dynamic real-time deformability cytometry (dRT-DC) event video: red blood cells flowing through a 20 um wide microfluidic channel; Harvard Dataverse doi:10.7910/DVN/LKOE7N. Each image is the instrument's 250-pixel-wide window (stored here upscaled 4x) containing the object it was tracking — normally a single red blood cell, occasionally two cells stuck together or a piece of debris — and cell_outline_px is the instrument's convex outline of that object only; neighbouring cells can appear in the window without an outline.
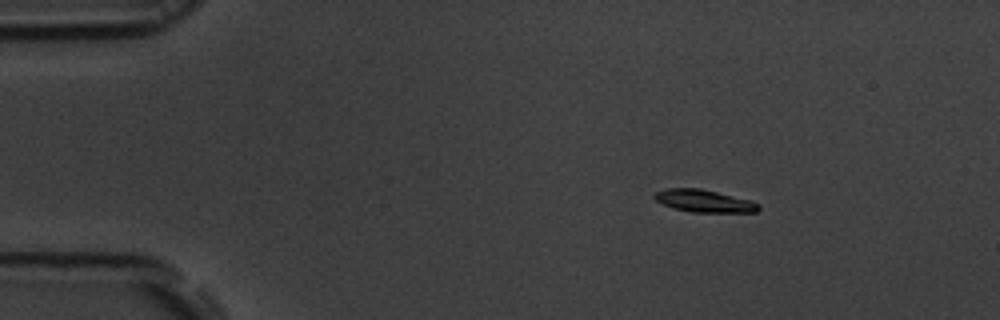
{"species": "common noctule bat (a hibernating species)", "species_latin": "Nyctalus noctula", "temperature_condition": "room temperature", "stored_images_in_passage": 35, "camera_frame_rate_fps": 3000, "um_per_image_px": 0.085, "animal": {"sex": "male", "body_mass_g": 19.5, "forearm_length_mm": 54.6}, "frame": {"image": 1, "passage_image": 1, "time_ms": 0.0, "image_size_px": [1000, 320], "cell_outline_px": [[760, 208], [756, 212], [692, 212], [672, 208], [656, 200], [652, 196], [656, 192], [668, 188], [700, 188], [752, 200], [760, 204]], "centroid_in_image_um": [59.87, 17.08], "position_along_channel_um": 25.1, "area_um2": 13.64}}
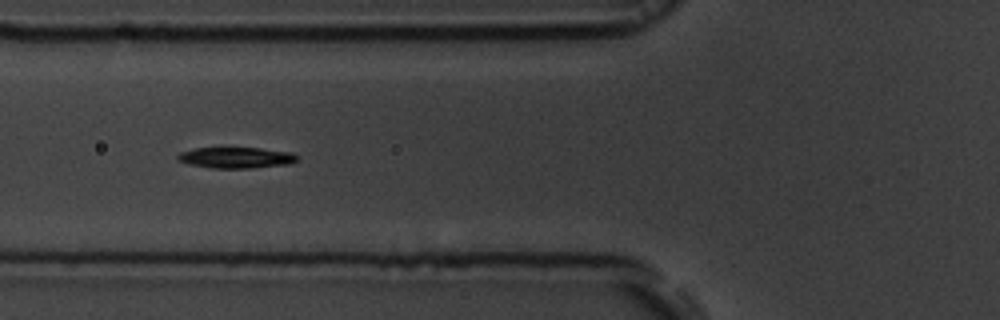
{"frame": {"image": 2, "passage_image": 13, "time_ms": 4.0, "image_size_px": [1000, 320], "cell_outline_px": [[296, 160], [288, 164], [252, 168], [212, 168], [188, 164], [176, 160], [176, 156], [180, 152], [196, 148], [260, 148], [292, 152], [296, 156]], "centroid_in_image_um": [20.02, 13.4], "position_along_channel_um": 105.8, "area_um2": 14.57}}
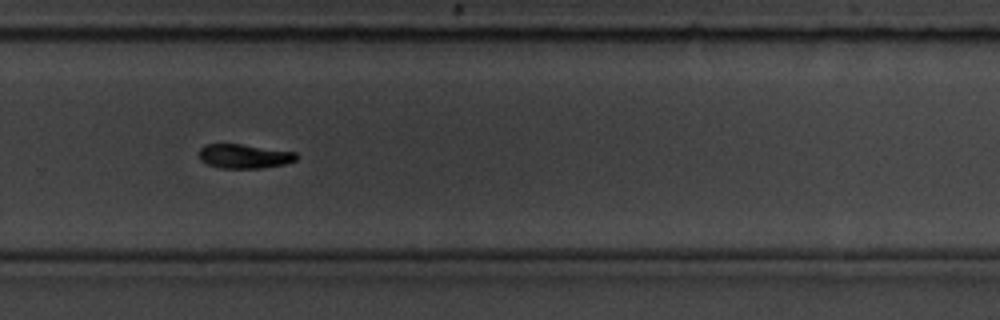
{"frame": {"image": 3, "passage_image": 29, "time_ms": 9.333, "image_size_px": [1000, 320], "cell_outline_px": [[300, 156], [296, 160], [284, 164], [260, 168], [220, 168], [208, 164], [200, 160], [200, 148], [204, 144], [240, 144], [296, 152]], "centroid_in_image_um": [20.77, 13.28], "position_along_channel_um": 309.0, "area_um2": 13.7}, "authors_computed_cell_mechanics": {"area_um2": 14.45, "velocity_mm_per_s": 3.8174, "shape_relaxation_time_tau1_ms": 2.5124, "shape_relaxation_time_tau2_ms": null, "deformation_change_tau1": 0.1153, "deformation_change_tau2": null}}